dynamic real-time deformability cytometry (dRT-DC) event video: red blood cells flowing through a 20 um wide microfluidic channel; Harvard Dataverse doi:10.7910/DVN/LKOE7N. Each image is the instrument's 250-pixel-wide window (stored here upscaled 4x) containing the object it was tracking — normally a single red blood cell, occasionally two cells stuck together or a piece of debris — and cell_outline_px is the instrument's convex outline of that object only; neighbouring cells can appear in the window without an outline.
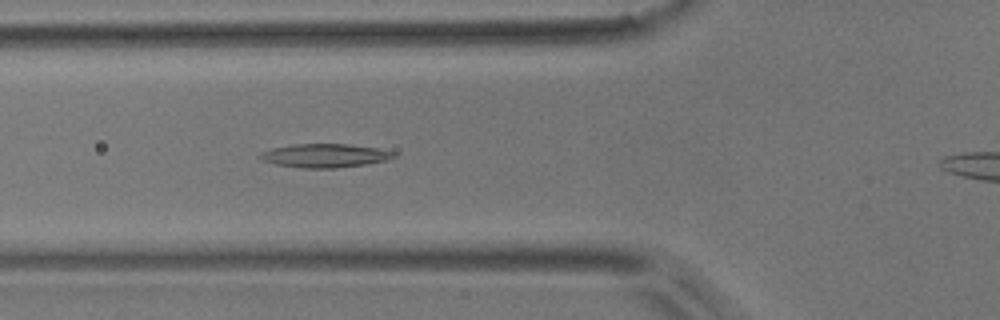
{"species": "common noctule bat (a hibernating species)", "species_latin": "Nyctalus noctula", "temperature_condition": "room temperature", "stored_images_in_passage": 6, "camera_frame_rate_fps": 3000, "um_per_image_px": 0.085, "animal": {"sex": "male", "body_mass_g": 17.9}, "frame": {"image": 1, "passage_image": 5, "time_ms": 4.333, "image_size_px": [1000, 320], "cell_outline_px": [[396, 156], [388, 160], [364, 164], [336, 168], [300, 168], [276, 164], [264, 160], [256, 156], [260, 152], [272, 148], [292, 144], [348, 144], [376, 148], [396, 152]], "centroid_in_image_um": [27.59, 13.22], "position_along_channel_um": 98.2, "area_um2": 18.44}}